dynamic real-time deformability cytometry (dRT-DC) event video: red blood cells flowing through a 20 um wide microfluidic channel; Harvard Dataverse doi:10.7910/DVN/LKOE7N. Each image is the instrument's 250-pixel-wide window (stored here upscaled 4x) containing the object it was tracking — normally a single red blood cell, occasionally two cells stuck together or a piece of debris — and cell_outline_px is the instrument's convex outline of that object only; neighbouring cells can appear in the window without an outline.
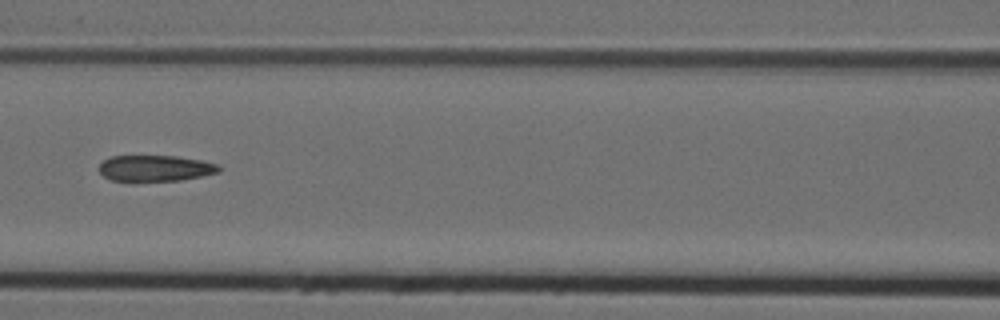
{"species": "Egyptian fruit bat (a non-hibernating species)", "species_latin": "Rousettus aegyptiacus", "temperature_condition": "cold", "stored_images_in_passage": 11, "camera_frame_rate_fps": 3000, "um_per_image_px": 0.085, "animal": {"sex": "female"}, "frame": {"image": 1, "passage_image": 8, "time_ms": 2.333, "image_size_px": [1000, 320], "cell_outline_px": [[220, 172], [204, 176], [180, 180], [112, 180], [104, 176], [100, 172], [100, 164], [104, 160], [112, 156], [176, 156], [200, 160], [220, 164]], "centroid_in_image_um": [13.26, 14.29], "position_along_channel_um": 153.3, "area_um2": 17.98}}
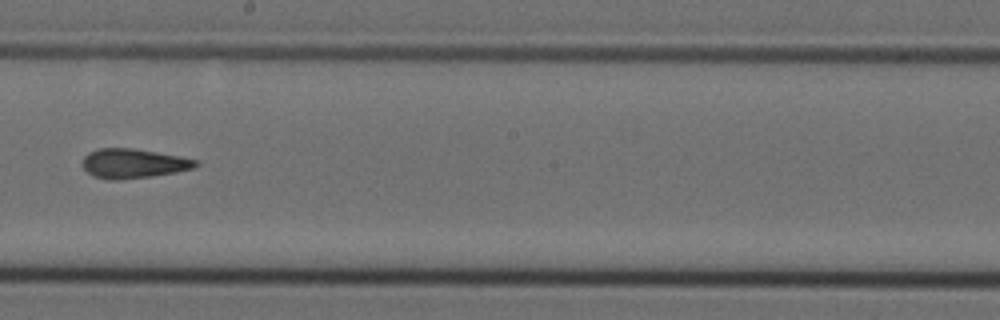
{"frame": {"image": 2, "passage_image": 10, "time_ms": 3.0, "image_size_px": [1000, 320], "cell_outline_px": [[200, 164], [192, 168], [176, 172], [152, 176], [116, 180], [108, 180], [92, 176], [80, 164], [84, 156], [88, 152], [100, 148], [132, 148], [180, 156], [200, 160]], "centroid_in_image_um": [11.32, 13.89], "position_along_channel_um": 236.9, "area_um2": 19.59}}